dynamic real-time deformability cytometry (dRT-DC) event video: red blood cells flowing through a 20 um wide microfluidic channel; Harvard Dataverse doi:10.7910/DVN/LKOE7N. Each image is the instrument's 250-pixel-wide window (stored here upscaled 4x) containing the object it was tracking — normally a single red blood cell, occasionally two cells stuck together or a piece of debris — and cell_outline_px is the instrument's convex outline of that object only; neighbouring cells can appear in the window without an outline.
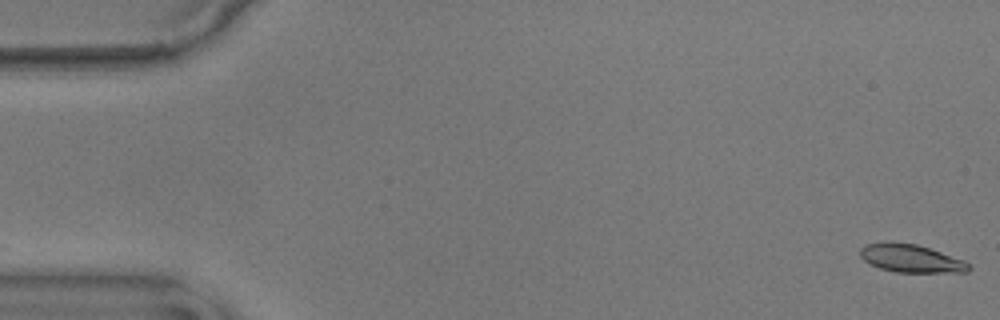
{"species": "common noctule bat (a hibernating species)", "species_latin": "Nyctalus noctula", "temperature_condition": "warm", "stored_images_in_passage": 53, "camera_frame_rate_fps": 3000, "um_per_image_px": 0.085, "animal": {"sex": "male", "body_mass_g": 17.9}, "frame": {"image": 1, "passage_image": 1, "time_ms": 0.0, "image_size_px": [1000, 320], "cell_outline_px": [[972, 268], [968, 272], [896, 272], [880, 268], [864, 260], [860, 256], [860, 248], [868, 244], [884, 240], [888, 240], [916, 244], [964, 260]], "centroid_in_image_um": [77.41, 21.94], "position_along_channel_um": 7.6, "area_um2": 17.74}}
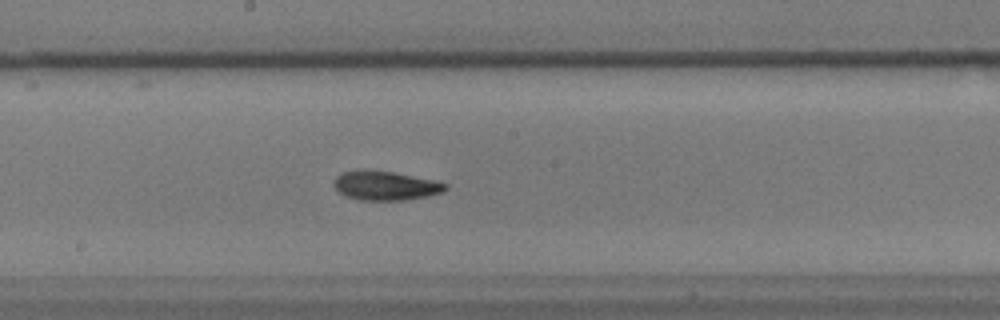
{"frame": {"image": 2, "passage_image": 30, "time_ms": 9.667, "image_size_px": [1000, 320], "cell_outline_px": [[448, 188], [440, 192], [428, 196], [404, 200], [360, 200], [348, 196], [340, 192], [332, 184], [332, 180], [336, 176], [344, 172], [392, 172], [432, 180], [448, 184]], "centroid_in_image_um": [32.77, 15.81], "position_along_channel_um": 215.4, "area_um2": 18.21}}
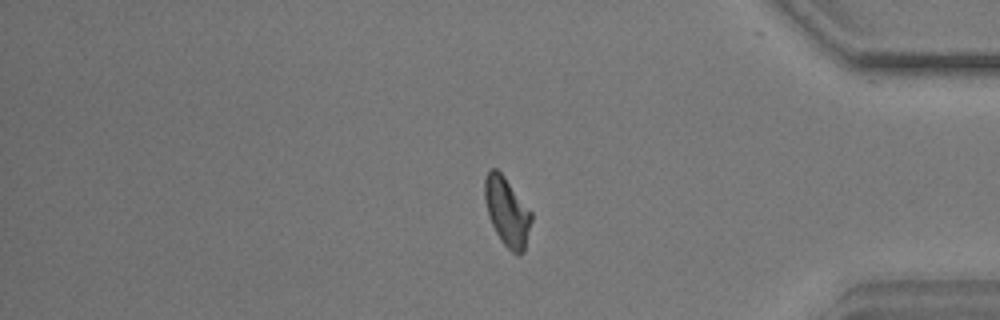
{"frame": {"image": 3, "passage_image": 47, "time_ms": 15.333, "image_size_px": [1000, 320], "cell_outline_px": [[532, 220], [524, 252], [516, 256], [500, 240], [488, 216], [484, 200], [484, 180], [488, 168], [496, 168], [504, 176], [532, 212]], "centroid_in_image_um": [43.09, 17.99], "position_along_channel_um": 392.1, "area_um2": 18.84}}